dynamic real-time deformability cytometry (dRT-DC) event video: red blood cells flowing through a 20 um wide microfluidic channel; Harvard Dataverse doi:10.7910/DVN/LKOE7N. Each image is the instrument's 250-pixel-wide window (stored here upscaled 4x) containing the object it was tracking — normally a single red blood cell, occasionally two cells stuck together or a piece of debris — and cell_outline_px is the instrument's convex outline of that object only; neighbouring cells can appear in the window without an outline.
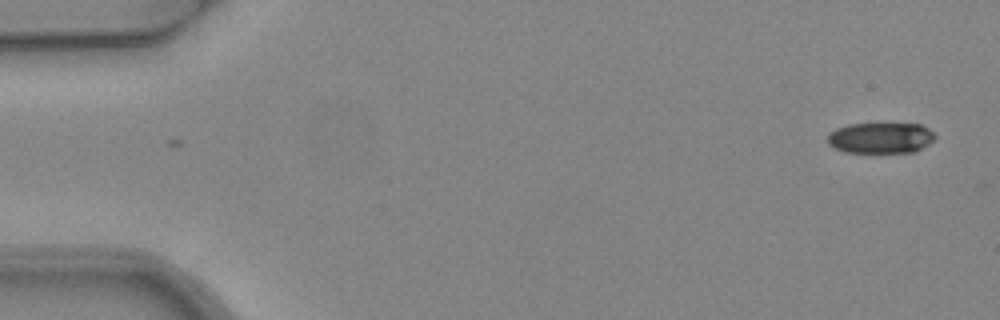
{"species": "common noctule bat (a hibernating species)", "species_latin": "Nyctalus noctula", "temperature_condition": "warm", "stored_images_in_passage": 2, "camera_frame_rate_fps": 3000, "um_per_image_px": 0.085, "animal": {"sex": "female", "body_mass_g": 24.6, "forearm_length_mm": 56.2}, "frame": {"image": 1, "passage_image": 2, "time_ms": 0.333, "image_size_px": [1000, 320], "cell_outline_px": [[936, 136], [928, 144], [916, 152], [844, 152], [832, 148], [828, 144], [828, 136], [836, 128], [848, 124], [920, 124], [928, 128]], "centroid_in_image_um": [74.84, 11.73], "position_along_channel_um": 10.2, "area_um2": 19.25}}